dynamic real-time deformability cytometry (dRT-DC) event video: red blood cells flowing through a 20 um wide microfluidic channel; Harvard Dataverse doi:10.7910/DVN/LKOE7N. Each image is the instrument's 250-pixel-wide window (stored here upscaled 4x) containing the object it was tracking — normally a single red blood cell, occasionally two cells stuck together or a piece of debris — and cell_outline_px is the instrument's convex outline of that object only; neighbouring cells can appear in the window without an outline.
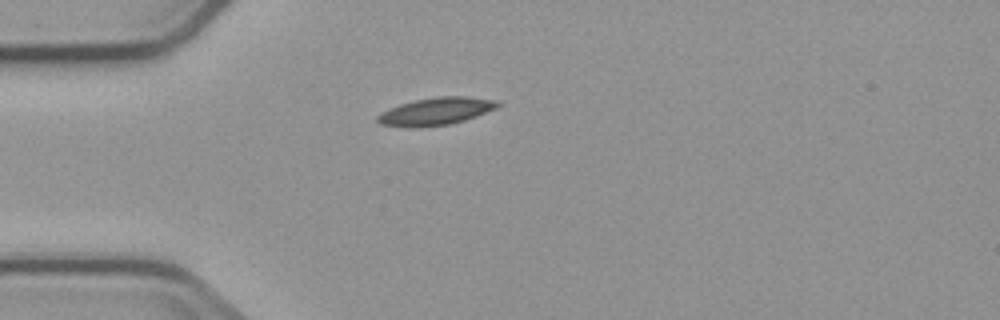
{"species": "common noctule bat (a hibernating species)", "species_latin": "Nyctalus noctula", "temperature_condition": "cold", "stored_images_in_passage": 5, "camera_frame_rate_fps": 3000, "um_per_image_px": 0.085, "animal": {"sex": "male", "body_mass_g": 23.1, "forearm_length_mm": 52.7}, "frame": {"image": 1, "passage_image": 5, "time_ms": 5.0, "image_size_px": [1000, 320], "cell_outline_px": [[500, 104], [496, 108], [476, 116], [464, 120], [448, 124], [416, 128], [408, 128], [380, 124], [376, 120], [376, 116], [380, 112], [400, 104], [416, 100], [436, 96], [464, 96], [496, 100]], "centroid_in_image_um": [37.0, 9.47], "position_along_channel_um": 48.0, "area_um2": 19.25}}